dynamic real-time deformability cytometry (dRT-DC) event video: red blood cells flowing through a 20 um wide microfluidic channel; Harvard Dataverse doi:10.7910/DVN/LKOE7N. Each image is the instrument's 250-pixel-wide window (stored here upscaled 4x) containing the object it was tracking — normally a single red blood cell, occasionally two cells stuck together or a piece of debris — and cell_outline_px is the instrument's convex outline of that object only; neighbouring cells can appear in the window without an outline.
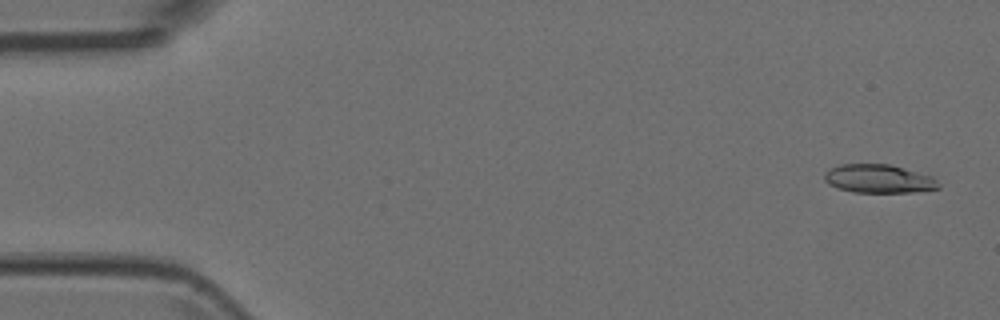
{"species": "Egyptian fruit bat (a non-hibernating species)", "species_latin": "Rousettus aegyptiacus", "temperature_condition": "room temperature", "stored_images_in_passage": 4, "camera_frame_rate_fps": 3000, "um_per_image_px": 0.085, "animal": {"sex": "female"}, "frame": {"image": 1, "passage_image": 1, "time_ms": 0.0, "image_size_px": [1000, 320], "cell_outline_px": [[940, 188], [912, 192], [852, 192], [836, 188], [828, 184], [824, 180], [824, 172], [840, 164], [888, 164], [932, 176], [940, 184]], "centroid_in_image_um": [74.66, 15.2], "position_along_channel_um": 10.3, "area_um2": 18.9}}
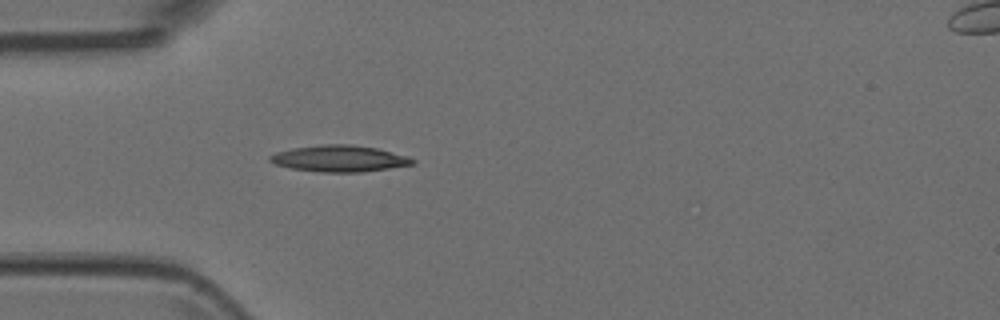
{"frame": {"image": 2, "passage_image": 4, "time_ms": 1.0, "image_size_px": [1000, 320], "cell_outline_px": [[416, 164], [364, 172], [320, 172], [292, 168], [276, 164], [268, 160], [268, 156], [276, 152], [292, 148], [320, 144], [352, 144], [376, 148], [408, 156], [416, 160]], "centroid_in_image_um": [28.87, 13.47], "position_along_channel_um": 56.1, "area_um2": 22.08}}